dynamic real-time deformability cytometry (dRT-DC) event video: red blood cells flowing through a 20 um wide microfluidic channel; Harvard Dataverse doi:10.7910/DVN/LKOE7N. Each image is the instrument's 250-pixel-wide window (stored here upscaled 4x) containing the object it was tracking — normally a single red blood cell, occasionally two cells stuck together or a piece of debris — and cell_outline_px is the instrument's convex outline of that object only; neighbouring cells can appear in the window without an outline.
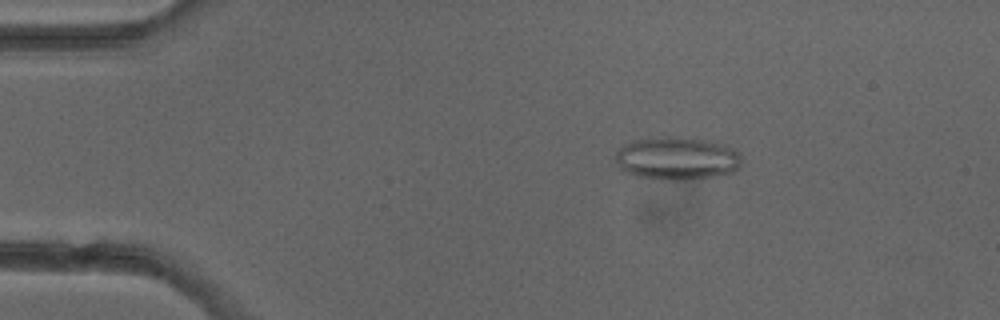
{"species": "common noctule bat (a hibernating species)", "species_latin": "Nyctalus noctula", "temperature_condition": "cold", "stored_images_in_passage": 5, "camera_frame_rate_fps": 3000, "um_per_image_px": 0.085, "animal": {"sex": "female"}, "frame": {"image": 1, "passage_image": 2, "time_ms": 1.333, "image_size_px": [1000, 320], "cell_outline_px": [[740, 164], [732, 172], [712, 176], [680, 180], [672, 180], [636, 176], [620, 168], [616, 160], [616, 152], [624, 144], [632, 140], [664, 136], [680, 136], [704, 140], [736, 148], [740, 152]], "centroid_in_image_um": [57.53, 13.44], "position_along_channel_um": 27.5, "area_um2": 31.39}}